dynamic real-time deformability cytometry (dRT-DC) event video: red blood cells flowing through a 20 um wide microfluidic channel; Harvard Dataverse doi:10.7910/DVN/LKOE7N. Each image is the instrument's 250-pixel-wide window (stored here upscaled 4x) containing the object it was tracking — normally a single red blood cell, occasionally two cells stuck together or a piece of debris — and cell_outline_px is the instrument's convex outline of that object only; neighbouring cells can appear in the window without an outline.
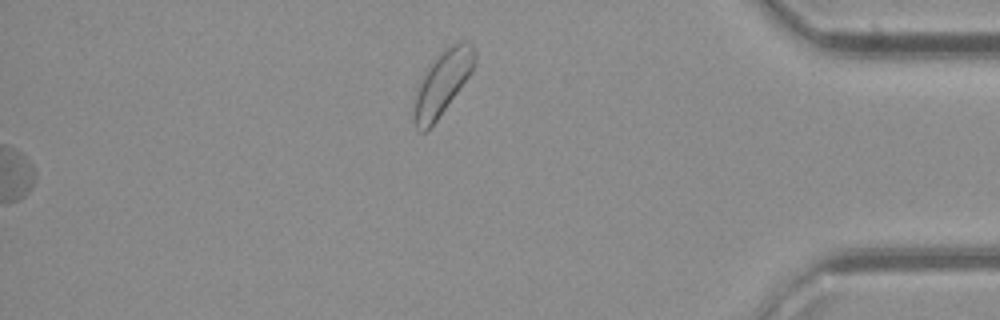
{"species": "common noctule bat (a hibernating species)", "species_latin": "Nyctalus noctula", "temperature_condition": "cold", "stored_images_in_passage": 35, "segment_of_instrument_passage": [2, 2], "camera_frame_rate_fps": 3000, "um_per_image_px": 0.085, "animal": {"sex": "female", "body_mass_g": 21.9}, "frame": {"image": 1, "passage_image": 35, "time_ms": 11.333, "image_size_px": [1000, 320], "cell_outline_px": [[476, 64], [472, 72], [436, 120], [424, 132], [420, 132], [416, 128], [412, 120], [412, 100], [424, 72], [428, 64], [440, 52], [452, 44], [460, 40], [472, 44], [476, 52]], "centroid_in_image_um": [37.56, 7.04], "position_along_channel_um": 397.6, "area_um2": 22.95}}